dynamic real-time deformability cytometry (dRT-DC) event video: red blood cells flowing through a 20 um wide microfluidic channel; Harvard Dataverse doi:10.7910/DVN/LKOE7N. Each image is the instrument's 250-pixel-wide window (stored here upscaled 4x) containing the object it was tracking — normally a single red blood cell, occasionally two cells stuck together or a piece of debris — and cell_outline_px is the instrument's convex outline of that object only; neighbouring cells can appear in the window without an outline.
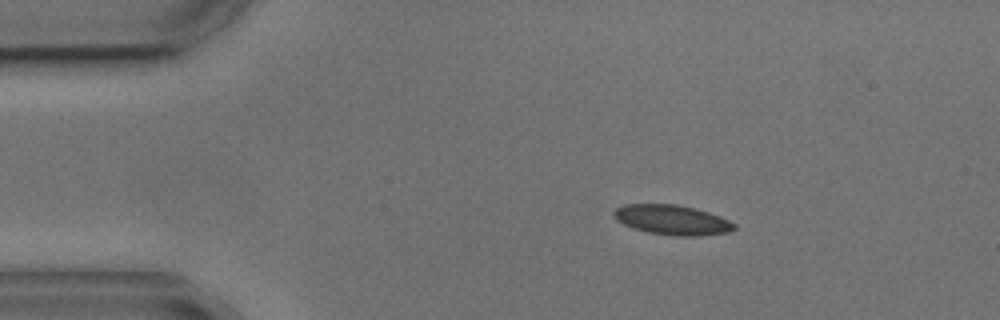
{"species": "common noctule bat (a hibernating species)", "species_latin": "Nyctalus noctula", "temperature_condition": "cold", "stored_images_in_passage": 4, "camera_frame_rate_fps": 3000, "um_per_image_px": 0.085, "animal": {"sex": "male", "body_mass_g": 17.9, "forearm_length_mm": 54.2}, "frame": {"image": 1, "passage_image": 2, "time_ms": 1.0, "image_size_px": [1000, 320], "cell_outline_px": [[736, 228], [728, 232], [692, 236], [676, 236], [648, 232], [632, 228], [616, 220], [612, 212], [616, 208], [624, 204], [676, 204], [696, 208], [720, 216], [736, 224]], "centroid_in_image_um": [57.11, 18.68], "position_along_channel_um": 27.9, "area_um2": 20.92}}
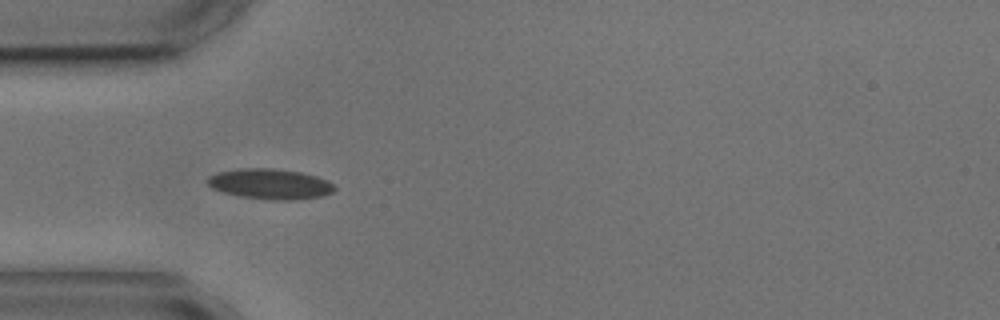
{"frame": {"image": 2, "passage_image": 3, "time_ms": 3.333, "image_size_px": [1000, 320], "cell_outline_px": [[336, 188], [332, 192], [320, 196], [292, 200], [272, 200], [240, 196], [224, 192], [212, 188], [208, 184], [208, 176], [220, 172], [244, 168], [272, 168], [300, 172], [316, 176], [328, 180]], "centroid_in_image_um": [22.97, 15.64], "position_along_channel_um": 62.0, "area_um2": 22.2}}